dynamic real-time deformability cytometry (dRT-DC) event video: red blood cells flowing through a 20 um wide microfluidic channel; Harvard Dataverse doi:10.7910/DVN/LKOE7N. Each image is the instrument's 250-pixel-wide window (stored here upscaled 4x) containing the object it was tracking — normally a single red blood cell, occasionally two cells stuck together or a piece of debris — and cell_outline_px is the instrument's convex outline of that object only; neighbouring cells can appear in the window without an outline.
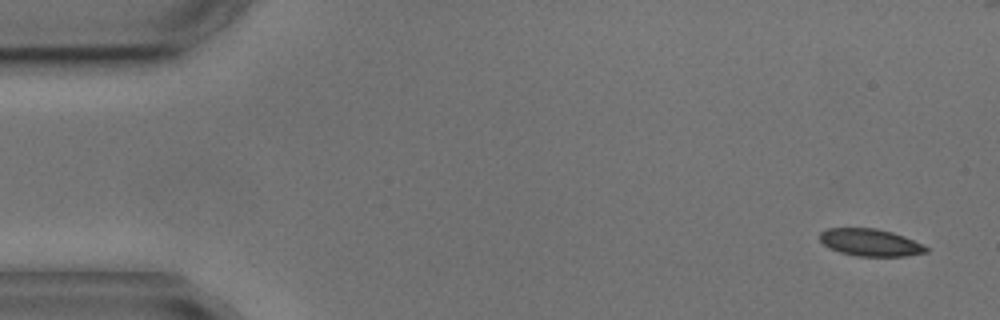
{"species": "common noctule bat (a hibernating species)", "species_latin": "Nyctalus noctula", "temperature_condition": "cold", "stored_images_in_passage": 5, "camera_frame_rate_fps": 3000, "um_per_image_px": 0.085, "animal": {"sex": "male", "body_mass_g": 17.9, "forearm_length_mm": 54.2}, "frame": {"image": 1, "passage_image": 1, "time_ms": 0.0, "image_size_px": [1000, 320], "cell_outline_px": [[928, 252], [904, 256], [856, 256], [840, 252], [828, 248], [820, 240], [820, 232], [828, 228], [876, 228], [892, 232], [904, 236], [928, 248]], "centroid_in_image_um": [73.94, 20.61], "position_along_channel_um": 11.1, "area_um2": 16.76}}
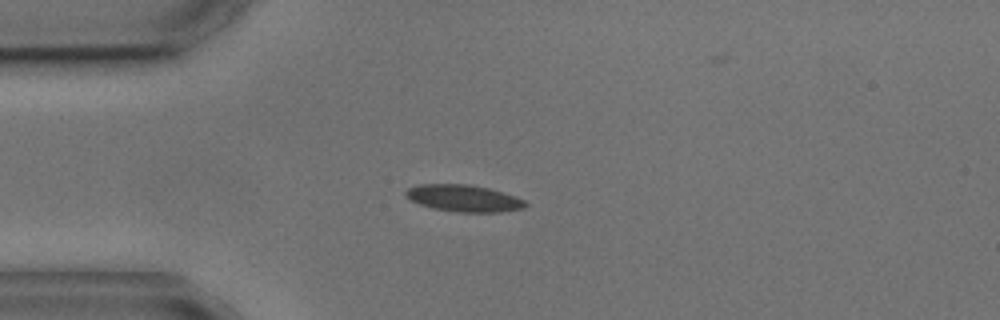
{"frame": {"image": 2, "passage_image": 4, "time_ms": 3.667, "image_size_px": [1000, 320], "cell_outline_px": [[528, 204], [524, 208], [500, 212], [456, 212], [432, 208], [420, 204], [404, 196], [404, 192], [408, 188], [420, 184], [468, 184], [488, 188], [516, 196], [524, 200]], "centroid_in_image_um": [39.41, 16.85], "position_along_channel_um": 45.6, "area_um2": 18.73}}